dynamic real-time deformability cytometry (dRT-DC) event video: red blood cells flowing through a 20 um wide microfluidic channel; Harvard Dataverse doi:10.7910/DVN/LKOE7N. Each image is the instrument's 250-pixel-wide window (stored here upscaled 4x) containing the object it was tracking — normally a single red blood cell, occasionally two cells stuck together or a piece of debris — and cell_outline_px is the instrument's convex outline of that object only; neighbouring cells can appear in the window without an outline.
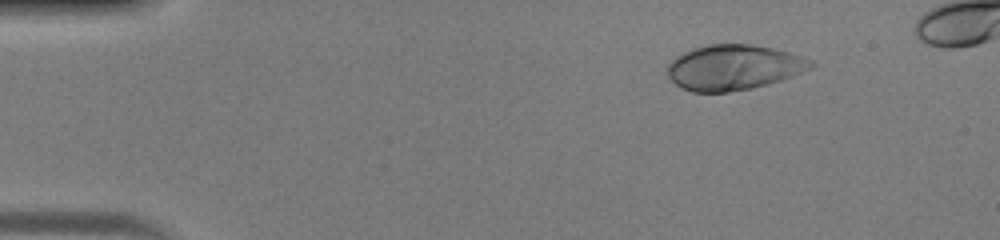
{"species": "human", "species_latin": "Homo sapiens", "temperature_condition": "warm", "stored_images_in_passage": 40, "camera_frame_rate_fps": 3000, "um_per_image_px": 0.085, "donor": {"sex": "male"}, "frame": {"image": 1, "passage_image": 3, "time_ms": 0.667, "image_size_px": [1000, 240], "cell_outline_px": [[816, 64], [812, 68], [792, 76], [768, 84], [752, 88], [728, 92], [692, 92], [680, 88], [668, 76], [668, 64], [676, 56], [692, 48], [708, 44], [752, 44], [772, 48], [788, 52], [812, 60]], "centroid_in_image_um": [62.35, 5.73], "position_along_channel_um": 22.6, "area_um2": 37.86}}
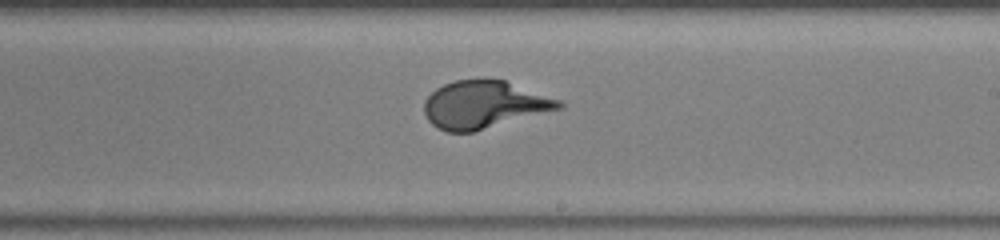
{"frame": {"image": 2, "passage_image": 24, "time_ms": 7.667, "image_size_px": [1000, 240], "cell_outline_px": [[564, 108], [472, 132], [448, 132], [432, 124], [428, 120], [424, 112], [424, 100], [436, 88], [444, 84], [456, 80], [480, 76], [488, 76], [504, 80], [560, 100], [564, 104]], "centroid_in_image_um": [41.14, 8.86], "position_along_channel_um": 247.9, "area_um2": 37.8}}
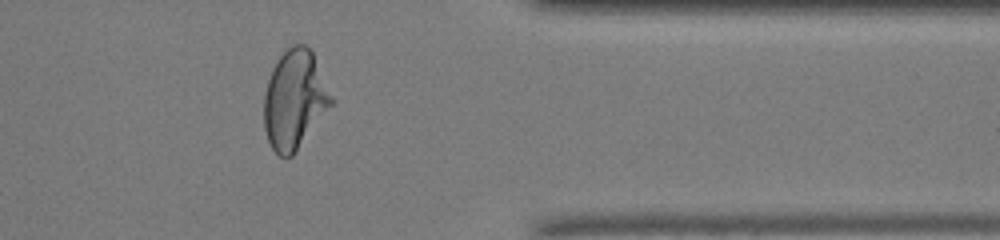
{"frame": {"image": 3, "passage_image": 34, "time_ms": 11.0, "image_size_px": [1000, 240], "cell_outline_px": [[336, 100], [292, 156], [280, 156], [272, 148], [268, 140], [264, 128], [264, 92], [272, 68], [280, 56], [292, 44], [304, 44], [312, 48]], "centroid_in_image_um": [25.08, 8.42], "position_along_channel_um": 386.3, "area_um2": 39.19}}